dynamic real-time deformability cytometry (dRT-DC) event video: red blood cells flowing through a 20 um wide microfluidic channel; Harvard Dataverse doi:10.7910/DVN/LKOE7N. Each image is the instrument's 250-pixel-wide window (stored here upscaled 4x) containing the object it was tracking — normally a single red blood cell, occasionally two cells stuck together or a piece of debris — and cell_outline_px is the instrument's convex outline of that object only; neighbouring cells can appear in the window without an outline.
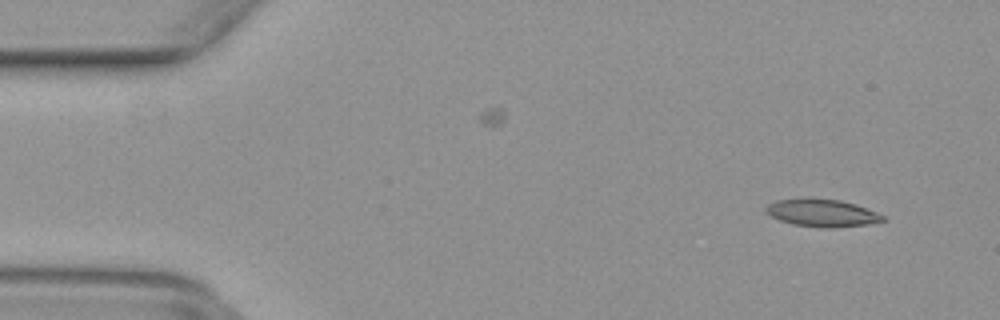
{"species": "common noctule bat (a hibernating species)", "species_latin": "Nyctalus noctula", "temperature_condition": "warm", "stored_images_in_passage": 15, "camera_frame_rate_fps": 3000, "um_per_image_px": 0.085, "animal": {"sex": "female", "body_mass_g": 29.2, "forearm_length_mm": 56.3}, "frame": {"image": 1, "passage_image": 3, "time_ms": 0.667, "image_size_px": [1000, 320], "cell_outline_px": [[888, 220], [868, 224], [832, 228], [820, 228], [792, 224], [780, 220], [764, 212], [764, 208], [768, 204], [776, 200], [812, 196], [840, 200], [856, 204], [876, 212], [884, 216]], "centroid_in_image_um": [69.85, 18.07], "position_along_channel_um": 15.2, "area_um2": 19.31}}
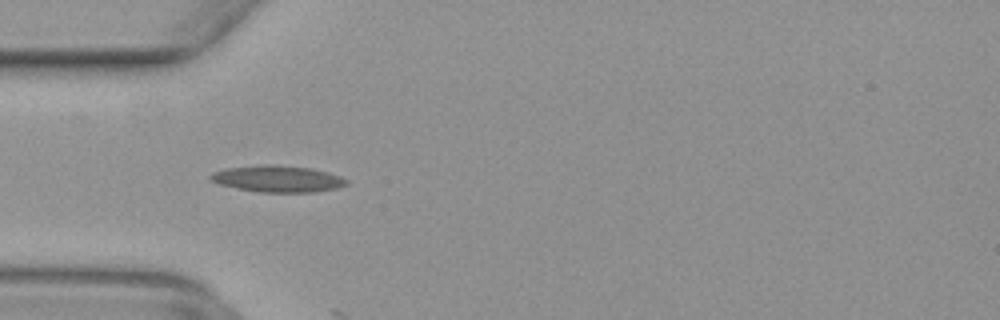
{"frame": {"image": 2, "passage_image": 14, "time_ms": 4.333, "image_size_px": [1000, 320], "cell_outline_px": [[348, 184], [336, 188], [316, 192], [256, 192], [236, 188], [220, 184], [208, 180], [208, 176], [212, 172], [224, 168], [264, 164], [268, 164], [308, 168], [328, 172], [340, 176], [348, 180]], "centroid_in_image_um": [23.55, 15.2], "position_along_channel_um": 61.5, "area_um2": 21.15}}